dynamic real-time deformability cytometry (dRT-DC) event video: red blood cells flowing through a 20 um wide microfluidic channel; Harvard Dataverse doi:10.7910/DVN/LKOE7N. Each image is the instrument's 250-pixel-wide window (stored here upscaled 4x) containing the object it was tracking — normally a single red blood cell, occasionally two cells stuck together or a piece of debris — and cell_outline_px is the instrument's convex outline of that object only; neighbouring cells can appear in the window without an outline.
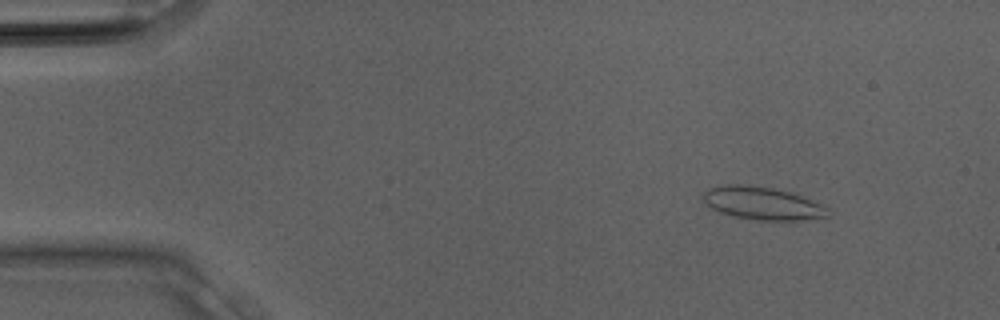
{"species": "Egyptian fruit bat (a non-hibernating species)", "species_latin": "Rousettus aegyptiacus", "temperature_condition": "room temperature", "stored_images_in_passage": 19, "camera_frame_rate_fps": 3000, "um_per_image_px": 0.085, "animal": {"sex": "male"}, "frame": {"image": 1, "passage_image": 4, "time_ms": 1.0, "image_size_px": [1000, 320], "cell_outline_px": [[832, 212], [828, 216], [800, 220], [756, 220], [732, 216], [720, 212], [712, 208], [700, 196], [708, 188], [728, 184], [740, 184], [772, 188], [788, 192], [800, 196], [820, 204], [828, 208]], "centroid_in_image_um": [64.77, 17.28], "position_along_channel_um": 20.2, "area_um2": 23.64}}
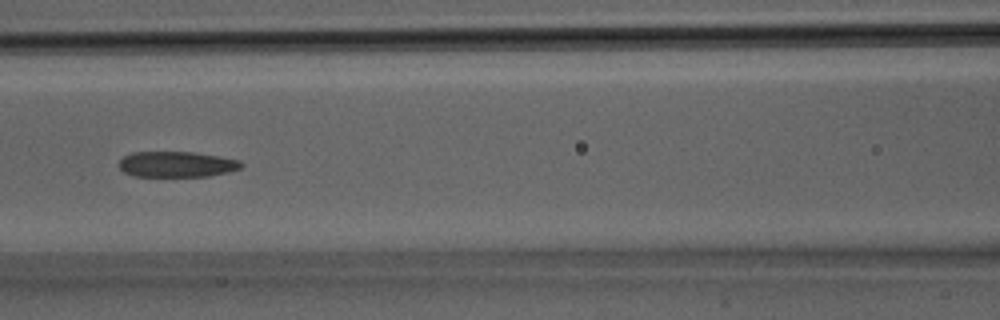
{"frame": {"image": 2, "passage_image": 14, "time_ms": 4.333, "image_size_px": [1000, 320], "cell_outline_px": [[244, 164], [240, 168], [228, 172], [208, 176], [136, 176], [124, 172], [120, 168], [120, 160], [124, 156], [132, 152], [192, 152], [240, 160]], "centroid_in_image_um": [15.02, 13.96], "position_along_channel_um": 151.6, "area_um2": 18.09}}
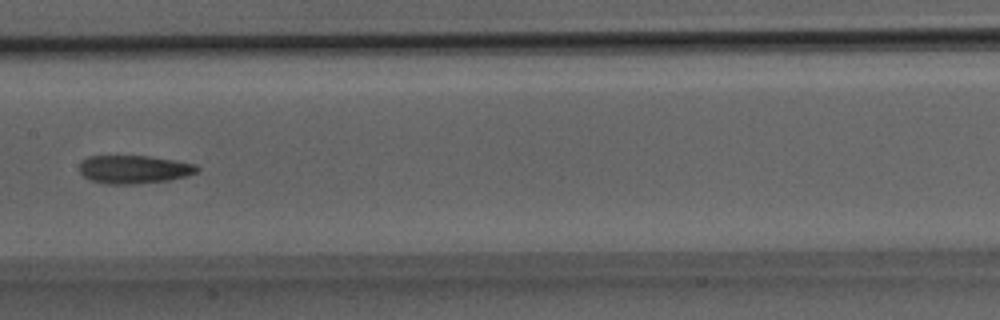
{"frame": {"image": 3, "passage_image": 16, "time_ms": 5.0, "image_size_px": [1000, 320], "cell_outline_px": [[200, 168], [196, 172], [188, 176], [168, 180], [140, 184], [104, 184], [92, 180], [84, 176], [80, 172], [80, 164], [88, 156], [148, 156], [196, 164]], "centroid_in_image_um": [11.41, 14.41], "position_along_channel_um": 196.0, "area_um2": 19.31}}